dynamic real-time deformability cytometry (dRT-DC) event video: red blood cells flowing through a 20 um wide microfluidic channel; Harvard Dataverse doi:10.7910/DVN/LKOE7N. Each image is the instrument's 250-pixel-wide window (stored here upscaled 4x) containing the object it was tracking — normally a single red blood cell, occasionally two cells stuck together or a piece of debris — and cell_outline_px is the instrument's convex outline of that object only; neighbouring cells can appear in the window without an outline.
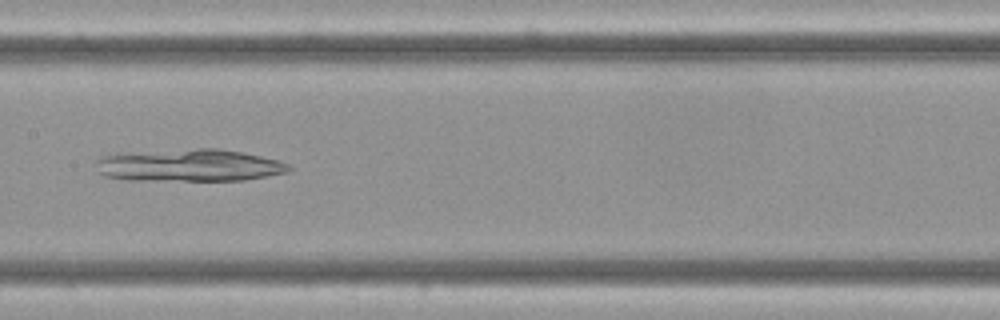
{"species": "Egyptian fruit bat (a non-hibernating species)", "species_latin": "Rousettus aegyptiacus", "temperature_condition": "cold", "stored_images_in_passage": 9, "camera_frame_rate_fps": 3000, "um_per_image_px": 0.085, "frame": {"image": 1, "passage_image": 6, "time_ms": 1.667, "image_size_px": [1000, 320], "cell_outline_px": [[292, 168], [288, 172], [244, 180], [128, 180], [104, 176], [100, 172], [96, 160], [100, 156], [116, 152], [196, 148], [216, 148], [244, 152], [276, 160], [288, 164]], "centroid_in_image_um": [16.03, 14.03], "position_along_channel_um": 191.4, "area_um2": 36.7}}
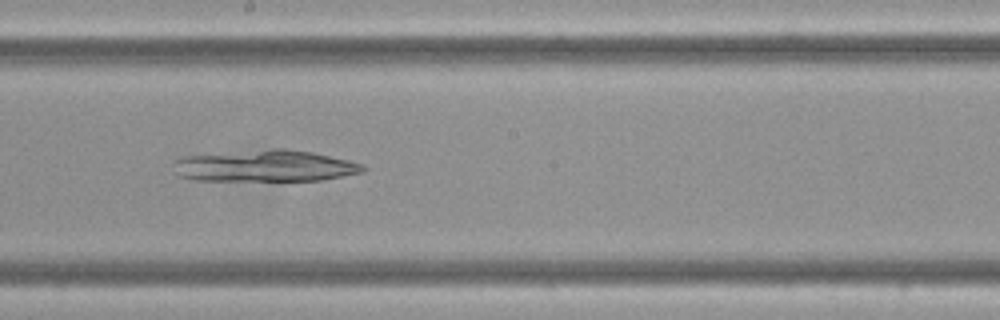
{"frame": {"image": 2, "passage_image": 7, "time_ms": 2.0, "image_size_px": [1000, 320], "cell_outline_px": [[368, 168], [364, 172], [324, 180], [192, 180], [180, 176], [176, 172], [176, 160], [184, 156], [276, 148], [288, 148], [312, 152], [348, 160], [364, 164]], "centroid_in_image_um": [22.62, 14.1], "position_along_channel_um": 225.6, "area_um2": 34.8}}
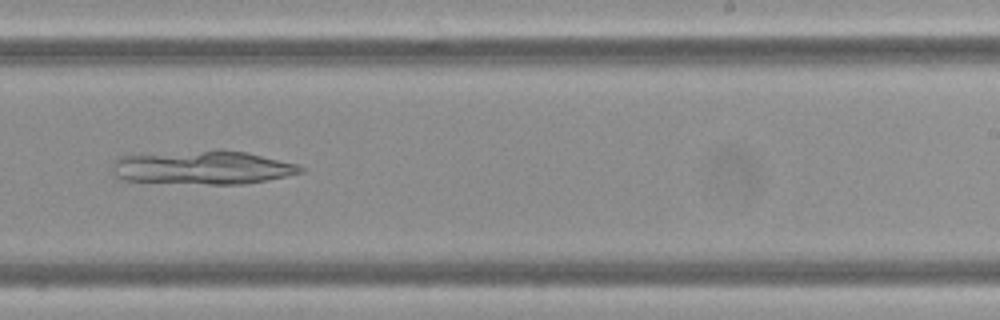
{"frame": {"image": 3, "passage_image": 8, "time_ms": 2.333, "image_size_px": [1000, 320], "cell_outline_px": [[304, 172], [268, 180], [244, 184], [208, 184], [116, 180], [112, 176], [112, 160], [116, 156], [132, 152], [220, 148], [244, 152], [296, 164], [304, 168]], "centroid_in_image_um": [17.02, 14.19], "position_along_channel_um": 272.0, "area_um2": 38.61}}